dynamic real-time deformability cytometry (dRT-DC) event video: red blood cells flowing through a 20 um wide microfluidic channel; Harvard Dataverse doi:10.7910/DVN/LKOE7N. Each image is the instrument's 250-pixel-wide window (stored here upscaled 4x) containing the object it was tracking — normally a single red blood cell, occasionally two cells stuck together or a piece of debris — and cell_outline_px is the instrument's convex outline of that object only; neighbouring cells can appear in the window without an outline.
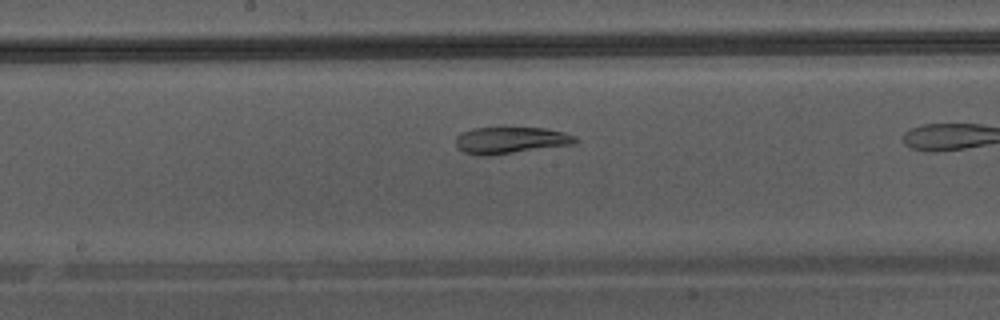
{"species": "Egyptian fruit bat (a non-hibernating species)", "species_latin": "Rousettus aegyptiacus", "temperature_condition": "warm", "stored_images_in_passage": 30, "camera_frame_rate_fps": 3000, "um_per_image_px": 0.085, "animal": {"sex": "male"}, "frame": {"image": 1, "passage_image": 18, "time_ms": 5.667, "image_size_px": [1000, 320], "cell_outline_px": [[580, 140], [576, 144], [484, 156], [480, 156], [464, 152], [456, 148], [456, 136], [472, 128], [504, 124], [548, 128], [564, 132], [576, 136]], "centroid_in_image_um": [43.42, 11.86], "position_along_channel_um": 204.8, "area_um2": 19.71}}